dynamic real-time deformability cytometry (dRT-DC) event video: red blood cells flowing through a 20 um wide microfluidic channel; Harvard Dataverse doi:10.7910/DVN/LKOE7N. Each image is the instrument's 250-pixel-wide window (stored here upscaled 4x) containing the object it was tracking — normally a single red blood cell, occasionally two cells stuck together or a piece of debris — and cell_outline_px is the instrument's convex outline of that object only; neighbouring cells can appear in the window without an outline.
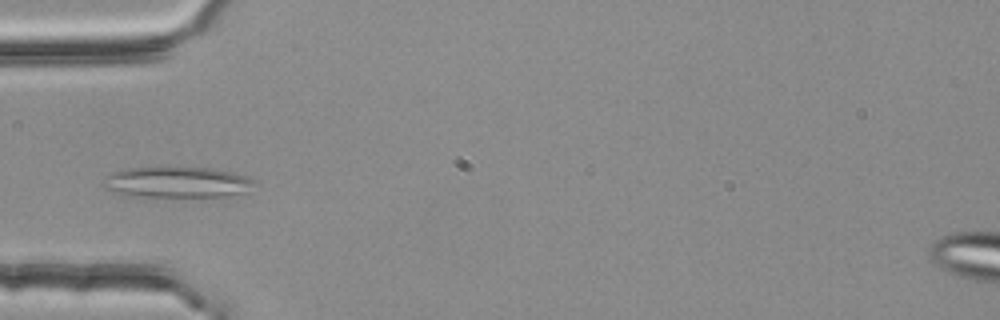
{"species": "common noctule bat (a hibernating species)", "species_latin": "Nyctalus noctula", "temperature_condition": "room temperature", "stored_images_in_passage": 1, "camera_frame_rate_fps": 3000, "um_per_image_px": 0.085, "animal": {"sex": "female", "body_mass_g": 25.1}, "frame": {"image": 1, "passage_image": 1, "time_ms": 0.0, "image_size_px": [1000, 320], "cell_outline_px": [[260, 184], [248, 192], [228, 196], [124, 196], [108, 192], [100, 184], [104, 176], [120, 168], [160, 164], [212, 168], [232, 172], [256, 180]], "centroid_in_image_um": [14.96, 15.44], "position_along_channel_um": 70.0, "area_um2": 29.13}}